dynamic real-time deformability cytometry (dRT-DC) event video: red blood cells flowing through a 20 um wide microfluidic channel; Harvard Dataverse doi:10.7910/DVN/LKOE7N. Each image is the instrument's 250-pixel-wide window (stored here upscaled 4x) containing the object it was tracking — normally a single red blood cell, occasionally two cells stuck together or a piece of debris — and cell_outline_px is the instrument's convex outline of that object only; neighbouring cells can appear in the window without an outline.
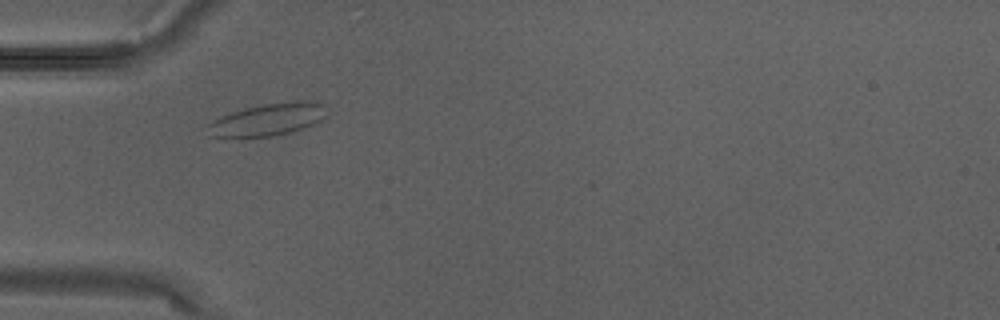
{"species": "Egyptian fruit bat (a non-hibernating species)", "species_latin": "Rousettus aegyptiacus", "temperature_condition": "warm", "stored_images_in_passage": 1, "camera_frame_rate_fps": 3000, "um_per_image_px": 0.085, "animal": {"sex": "male"}, "frame": {"image": 1, "passage_image": 1, "time_ms": 0.0, "image_size_px": [1000, 320], "cell_outline_px": [[324, 116], [320, 120], [304, 128], [272, 136], [212, 136], [204, 124], [212, 120], [232, 112], [244, 108], [268, 104], [300, 100], [308, 100], [324, 104]], "centroid_in_image_um": [22.74, 10.15], "position_along_channel_um": 62.3, "area_um2": 21.85}}